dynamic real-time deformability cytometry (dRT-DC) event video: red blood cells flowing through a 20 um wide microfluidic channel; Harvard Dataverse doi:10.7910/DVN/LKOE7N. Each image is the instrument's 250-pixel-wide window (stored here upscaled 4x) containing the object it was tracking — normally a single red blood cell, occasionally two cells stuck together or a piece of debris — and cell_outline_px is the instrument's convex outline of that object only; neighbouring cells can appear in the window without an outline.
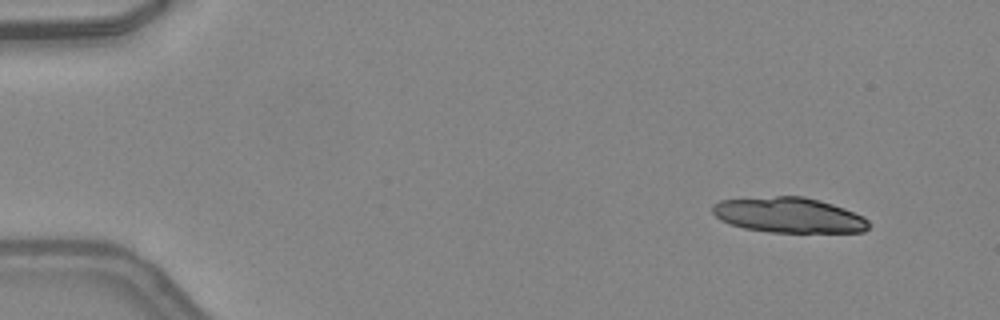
{"species": "common noctule bat (a hibernating species)", "species_latin": "Nyctalus noctula", "temperature_condition": "warm", "stored_images_in_passage": 22, "camera_frame_rate_fps": 3000, "um_per_image_px": 0.085, "animal": {"sex": "female", "body_mass_g": 24.6, "forearm_length_mm": 56.2}, "frame": {"image": 1, "passage_image": 4, "time_ms": 1.0, "image_size_px": [1000, 320], "cell_outline_px": [[868, 228], [864, 232], [768, 232], [744, 228], [728, 224], [720, 220], [712, 212], [712, 204], [720, 200], [776, 196], [804, 196], [820, 200], [844, 208], [864, 216], [868, 220]], "centroid_in_image_um": [67.03, 18.28], "position_along_channel_um": 18.0, "area_um2": 32.25}}
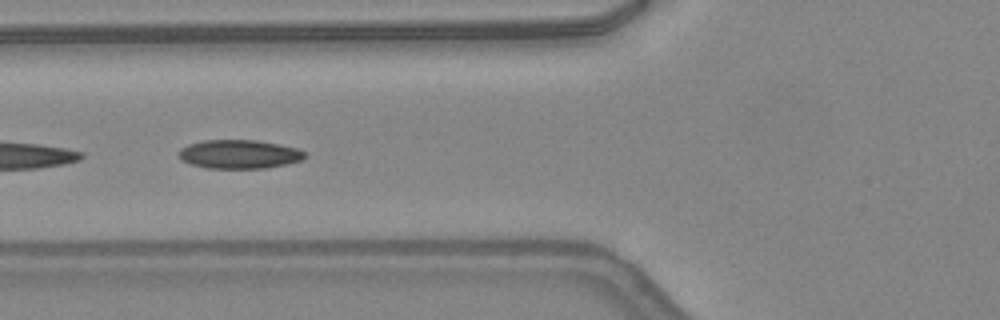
{"frame": {"image": 2, "passage_image": 19, "time_ms": 6.0, "image_size_px": [1000, 320], "cell_outline_px": [[308, 156], [300, 160], [284, 164], [264, 168], [204, 168], [180, 160], [176, 152], [180, 148], [188, 144], [204, 140], [256, 140], [280, 144], [296, 148], [304, 152]], "centroid_in_image_um": [20.27, 13.1], "position_along_channel_um": 105.5, "area_um2": 21.21}}